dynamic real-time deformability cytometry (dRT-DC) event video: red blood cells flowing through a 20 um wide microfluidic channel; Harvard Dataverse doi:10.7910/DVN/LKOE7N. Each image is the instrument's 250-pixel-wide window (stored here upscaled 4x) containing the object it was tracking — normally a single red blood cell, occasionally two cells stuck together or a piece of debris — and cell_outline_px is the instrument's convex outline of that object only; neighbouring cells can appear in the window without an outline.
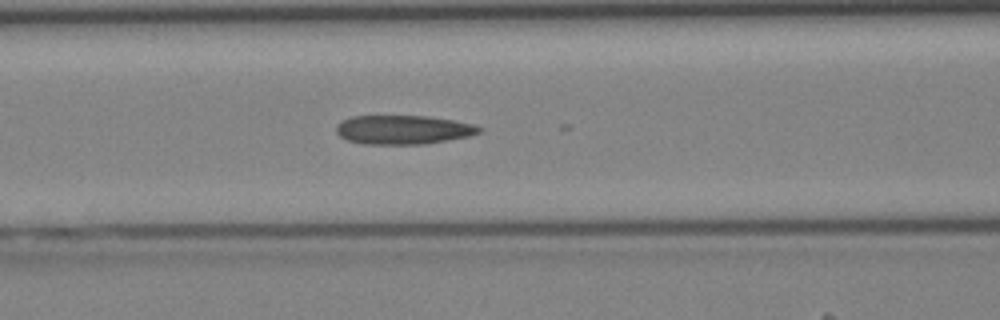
{"species": "Egyptian fruit bat (a non-hibernating species)", "species_latin": "Rousettus aegyptiacus", "temperature_condition": "cold", "stored_images_in_passage": 8, "camera_frame_rate_fps": 3000, "um_per_image_px": 0.085, "animal": {"sex": "female"}, "frame": {"image": 1, "passage_image": 7, "time_ms": 2.0, "image_size_px": [1000, 320], "cell_outline_px": [[484, 128], [480, 132], [472, 136], [428, 144], [364, 144], [348, 140], [340, 136], [336, 132], [336, 124], [352, 116], [428, 116], [476, 124]], "centroid_in_image_um": [34.33, 11.03], "position_along_channel_um": 132.3, "area_um2": 24.39}}